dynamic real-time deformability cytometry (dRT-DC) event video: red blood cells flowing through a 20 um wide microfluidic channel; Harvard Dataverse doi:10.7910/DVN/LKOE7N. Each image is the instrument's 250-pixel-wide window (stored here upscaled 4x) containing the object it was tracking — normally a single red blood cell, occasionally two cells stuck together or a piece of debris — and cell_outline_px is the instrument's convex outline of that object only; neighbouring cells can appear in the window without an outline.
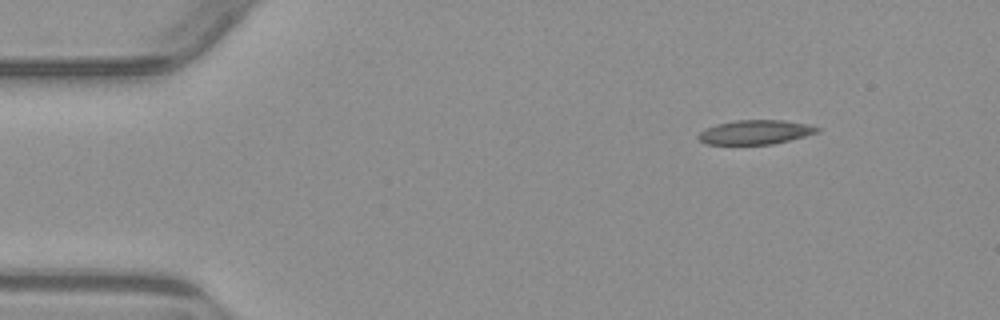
{"species": "common noctule bat (a hibernating species)", "species_latin": "Nyctalus noctula", "temperature_condition": "warm", "stored_images_in_passage": 3, "camera_frame_rate_fps": 3000, "um_per_image_px": 0.085, "animal": {"sex": "male", "body_mass_g": 23.1, "forearm_length_mm": 52.7}, "frame": {"image": 1, "passage_image": 1, "time_ms": 0.0, "image_size_px": [1000, 320], "cell_outline_px": [[820, 128], [816, 132], [804, 136], [772, 144], [704, 144], [696, 136], [704, 128], [716, 124], [736, 120], [784, 120], [808, 124]], "centroid_in_image_um": [64.14, 11.23], "position_along_channel_um": 20.9, "area_um2": 16.7}}